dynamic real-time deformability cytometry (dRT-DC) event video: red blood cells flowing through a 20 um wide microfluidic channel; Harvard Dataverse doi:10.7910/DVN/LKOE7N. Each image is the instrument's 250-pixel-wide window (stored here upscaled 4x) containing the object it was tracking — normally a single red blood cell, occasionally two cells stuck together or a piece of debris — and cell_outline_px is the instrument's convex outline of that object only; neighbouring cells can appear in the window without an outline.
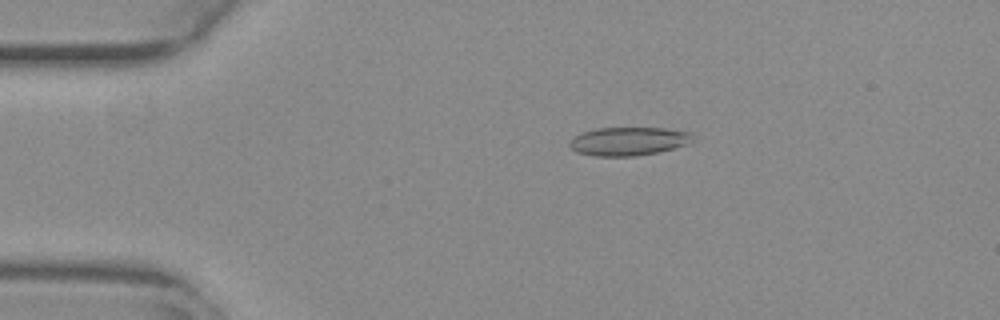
{"species": "common noctule bat (a hibernating species)", "species_latin": "Nyctalus noctula", "temperature_condition": "warm", "stored_images_in_passage": 48, "camera_frame_rate_fps": 3000, "um_per_image_px": 0.085, "animal": {"sex": "female", "body_mass_g": 29.2, "forearm_length_mm": 56.3}, "frame": {"image": 1, "passage_image": 5, "time_ms": 1.333, "image_size_px": [1000, 320], "cell_outline_px": [[692, 140], [684, 144], [672, 148], [656, 152], [636, 156], [596, 156], [576, 152], [568, 144], [572, 136], [580, 132], [596, 128], [664, 128], [692, 132]], "centroid_in_image_um": [53.34, 11.99], "position_along_channel_um": 31.7, "area_um2": 20.35}}
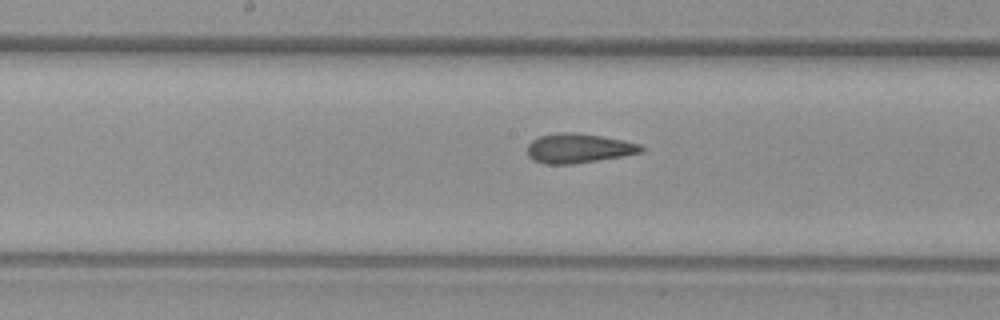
{"frame": {"image": 2, "passage_image": 22, "time_ms": 7.0, "image_size_px": [1000, 320], "cell_outline_px": [[644, 152], [572, 164], [544, 164], [532, 160], [528, 156], [528, 144], [532, 140], [540, 136], [560, 132], [576, 132], [600, 136], [640, 144], [644, 148]], "centroid_in_image_um": [49.14, 12.6], "position_along_channel_um": 199.1, "area_um2": 19.36}}
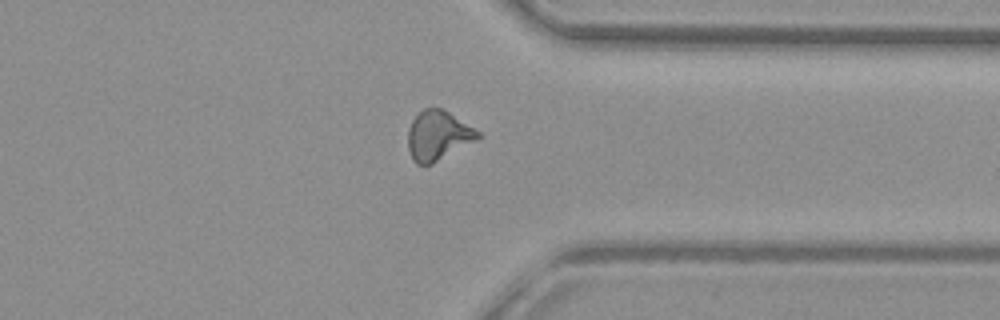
{"frame": {"image": 3, "passage_image": 36, "time_ms": 11.667, "image_size_px": [1000, 320], "cell_outline_px": [[480, 136], [476, 140], [432, 164], [416, 164], [412, 160], [408, 148], [408, 128], [412, 120], [424, 108], [440, 108], [448, 112], [480, 132]], "centroid_in_image_um": [37.2, 11.53], "position_along_channel_um": 374.2, "area_um2": 19.88}, "authors_computed_cell_mechanics": {"area_um2": 19.6809, "velocity_mm_per_s": 3.8387, "shape_relaxation_time_tau1_ms": null, "shape_relaxation_time_tau2_ms": 1.5928, "deformation_change_tau1": null, "deformation_change_tau2": 0.1064}}